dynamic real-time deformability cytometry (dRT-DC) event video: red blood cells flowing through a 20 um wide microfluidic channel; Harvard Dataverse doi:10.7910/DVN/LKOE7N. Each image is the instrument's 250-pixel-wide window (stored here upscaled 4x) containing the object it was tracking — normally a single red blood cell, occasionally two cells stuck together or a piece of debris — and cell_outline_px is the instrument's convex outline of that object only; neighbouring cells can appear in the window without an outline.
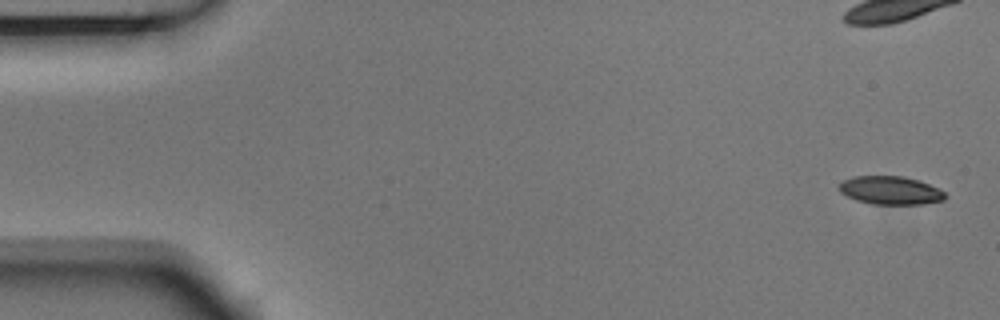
{"species": "Egyptian fruit bat (a non-hibernating species)", "species_latin": "Rousettus aegyptiacus", "temperature_condition": "room temperature", "stored_images_in_passage": 3, "camera_frame_rate_fps": 3000, "um_per_image_px": 0.085, "animal": {"sex": "male"}, "frame": {"image": 1, "passage_image": 1, "time_ms": 0.0, "image_size_px": [1000, 320], "cell_outline_px": [[948, 196], [944, 200], [924, 204], [872, 204], [856, 200], [840, 192], [840, 184], [844, 180], [856, 176], [904, 176], [928, 184], [944, 192]], "centroid_in_image_um": [75.71, 16.19], "position_along_channel_um": 9.3, "area_um2": 17.28}}